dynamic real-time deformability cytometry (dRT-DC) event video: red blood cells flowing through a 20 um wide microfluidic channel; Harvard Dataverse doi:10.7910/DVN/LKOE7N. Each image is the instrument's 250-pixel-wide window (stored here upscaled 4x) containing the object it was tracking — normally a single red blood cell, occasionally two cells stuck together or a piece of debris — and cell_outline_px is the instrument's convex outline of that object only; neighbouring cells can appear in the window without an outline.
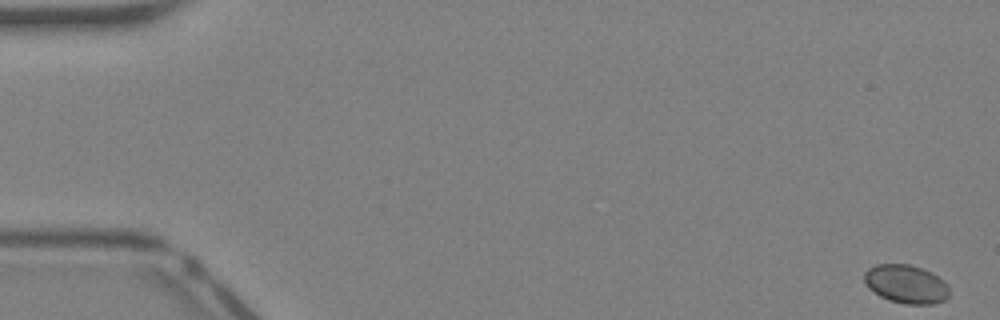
{"species": "Egyptian fruit bat (a non-hibernating species)", "species_latin": "Rousettus aegyptiacus", "temperature_condition": "warm", "stored_images_in_passage": 42, "camera_frame_rate_fps": 3000, "um_per_image_px": 0.085, "animal": {"sex": "female"}, "frame": {"image": 1, "passage_image": 1, "time_ms": 0.0, "image_size_px": [1000, 320], "cell_outline_px": [[948, 296], [944, 300], [932, 304], [904, 304], [888, 300], [880, 296], [868, 288], [864, 280], [864, 272], [868, 268], [876, 264], [908, 264], [932, 272], [944, 280], [948, 284]], "centroid_in_image_um": [77.0, 24.14], "position_along_channel_um": 8.0, "area_um2": 19.19}}
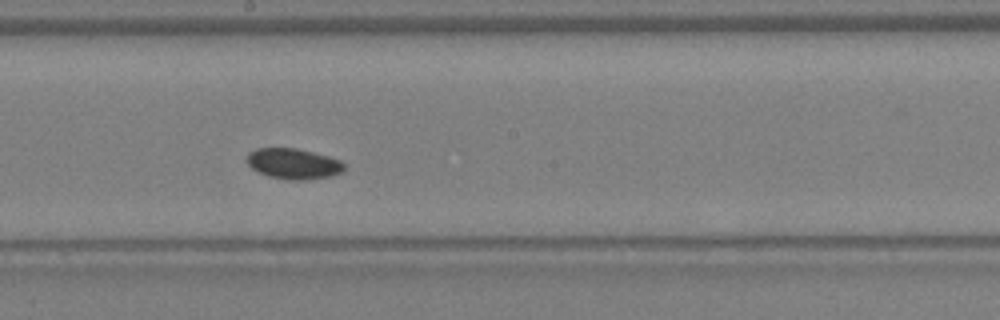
{"frame": {"image": 2, "passage_image": 24, "time_ms": 7.667, "image_size_px": [1000, 320], "cell_outline_px": [[344, 172], [332, 176], [304, 180], [288, 180], [268, 176], [252, 168], [248, 164], [248, 152], [256, 148], [296, 148], [328, 156], [340, 160], [344, 164]], "centroid_in_image_um": [24.96, 13.92], "position_along_channel_um": 223.2, "area_um2": 17.34}}
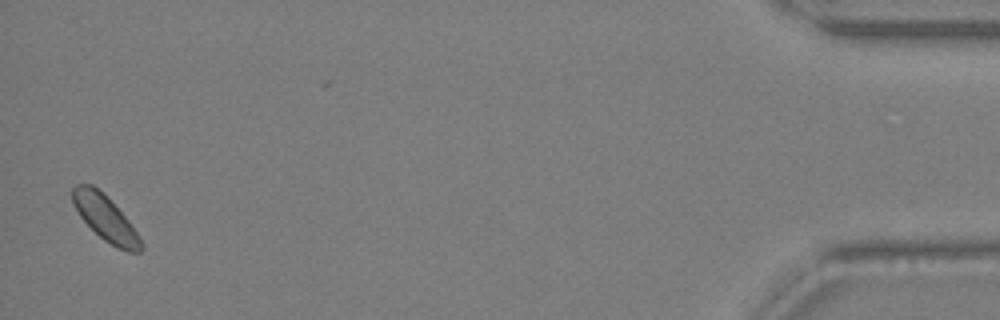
{"frame": {"image": 3, "passage_image": 42, "time_ms": 13.667, "image_size_px": [1000, 320], "cell_outline_px": [[144, 248], [140, 252], [128, 252], [104, 240], [80, 216], [72, 204], [72, 188], [76, 184], [92, 184], [104, 192], [128, 220], [144, 244]], "centroid_in_image_um": [8.95, 18.51], "position_along_channel_um": 426.2, "area_um2": 17.92}}